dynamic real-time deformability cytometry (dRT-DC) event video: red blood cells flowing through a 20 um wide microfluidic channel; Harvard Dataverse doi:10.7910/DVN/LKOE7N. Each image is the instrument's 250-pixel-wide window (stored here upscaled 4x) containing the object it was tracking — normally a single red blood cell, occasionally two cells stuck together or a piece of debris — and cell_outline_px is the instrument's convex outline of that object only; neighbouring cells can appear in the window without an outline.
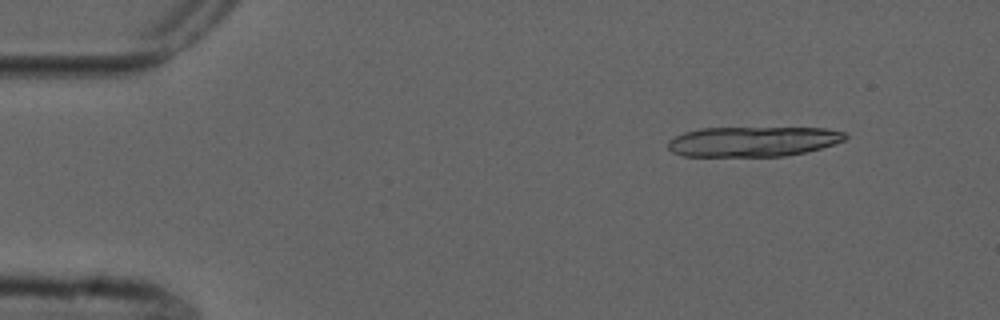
{"species": "common noctule bat (a hibernating species)", "species_latin": "Nyctalus noctula", "temperature_condition": "cold", "stored_images_in_passage": 7, "camera_frame_rate_fps": 3000, "um_per_image_px": 0.085, "animal": {"sex": "male", "forearm_length_mm": 52.5}, "frame": {"image": 1, "passage_image": 1, "time_ms": 0.0, "image_size_px": [1000, 320], "cell_outline_px": [[848, 136], [844, 140], [820, 148], [804, 152], [784, 156], [684, 156], [672, 152], [668, 148], [668, 140], [684, 132], [700, 128], [824, 128], [848, 132]], "centroid_in_image_um": [64.0, 12.02], "position_along_channel_um": 21.0, "area_um2": 30.98}}
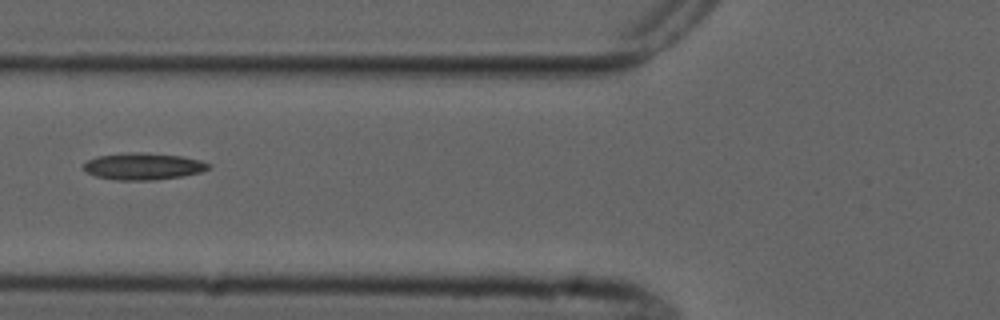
{"frame": {"image": 2, "passage_image": 5, "time_ms": 5.0, "image_size_px": [1000, 320], "cell_outline_px": [[212, 164], [208, 168], [200, 172], [184, 176], [156, 180], [116, 180], [96, 176], [88, 172], [84, 168], [84, 164], [88, 160], [100, 156], [128, 152], [144, 152], [180, 156], [200, 160]], "centroid_in_image_um": [12.21, 14.14], "position_along_channel_um": 113.6, "area_um2": 19.42}}
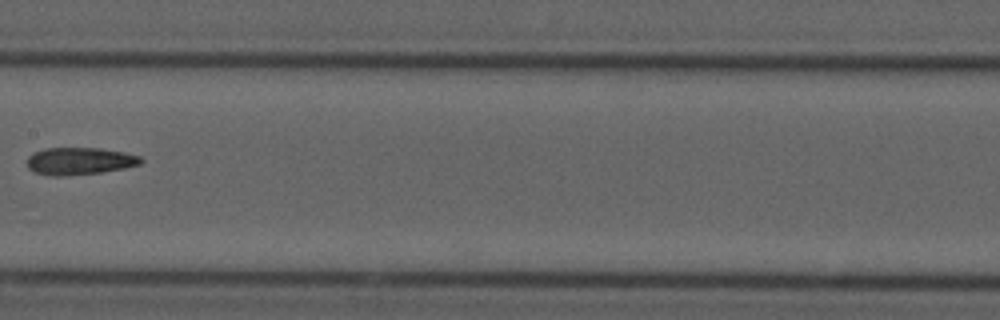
{"frame": {"image": 3, "passage_image": 7, "time_ms": 7.333, "image_size_px": [1000, 320], "cell_outline_px": [[144, 160], [140, 164], [124, 168], [100, 172], [64, 176], [52, 176], [36, 172], [28, 168], [28, 156], [32, 152], [44, 148], [100, 148], [124, 152], [140, 156]], "centroid_in_image_um": [6.76, 13.68], "position_along_channel_um": 200.6, "area_um2": 18.09}}